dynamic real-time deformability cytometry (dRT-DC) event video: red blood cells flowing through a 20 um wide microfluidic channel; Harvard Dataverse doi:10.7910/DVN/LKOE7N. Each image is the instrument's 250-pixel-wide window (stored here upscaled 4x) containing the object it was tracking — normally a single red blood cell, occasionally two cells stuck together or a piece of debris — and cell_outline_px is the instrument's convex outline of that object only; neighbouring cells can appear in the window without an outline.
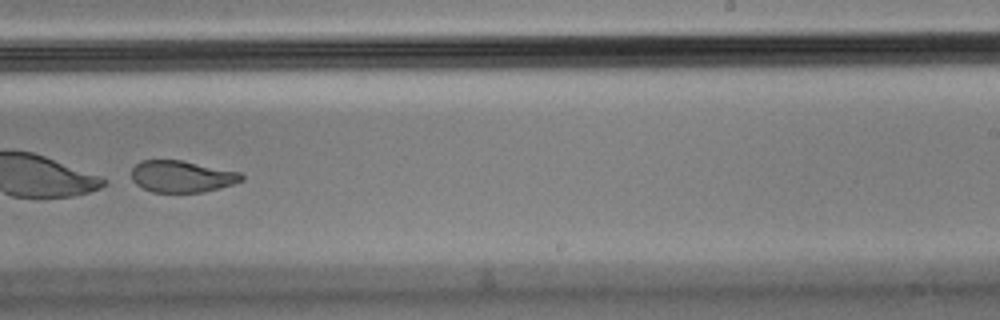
{"species": "Egyptian fruit bat (a non-hibernating species)", "species_latin": "Rousettus aegyptiacus", "temperature_condition": "cold", "stored_images_in_passage": 54, "camera_frame_rate_fps": 3000, "um_per_image_px": 0.085, "animal": {"sex": "male"}, "frame": {"image": 1, "passage_image": 34, "time_ms": 11.0, "image_size_px": [1000, 320], "cell_outline_px": [[244, 180], [220, 188], [204, 192], [152, 192], [136, 184], [132, 180], [132, 168], [140, 160], [180, 160], [240, 172], [244, 176]], "centroid_in_image_um": [15.45, 15.0], "position_along_channel_um": 273.5, "area_um2": 20.29}}